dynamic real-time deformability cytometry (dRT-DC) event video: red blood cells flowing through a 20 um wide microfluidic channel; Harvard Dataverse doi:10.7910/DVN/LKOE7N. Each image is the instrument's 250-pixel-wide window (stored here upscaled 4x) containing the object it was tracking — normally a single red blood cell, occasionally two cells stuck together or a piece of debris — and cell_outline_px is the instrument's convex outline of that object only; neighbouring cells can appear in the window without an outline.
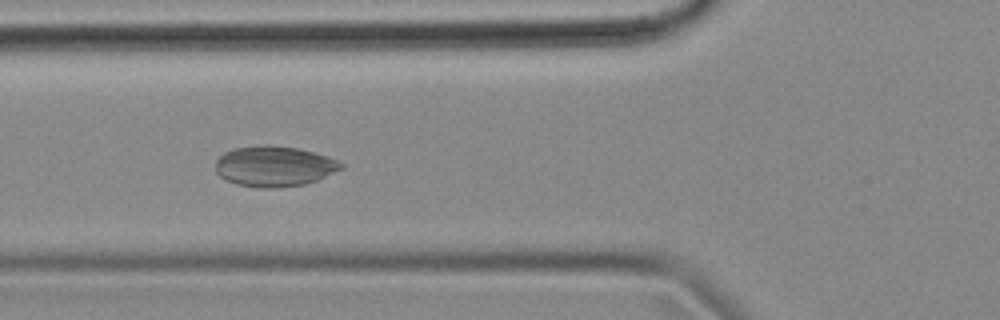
{"species": "common noctule bat (a hibernating species)", "species_latin": "Nyctalus noctula", "temperature_condition": "cold", "stored_images_in_passage": 55, "camera_frame_rate_fps": 3000, "um_per_image_px": 0.085, "animal": {"sex": "female", "body_mass_g": 18.4}, "frame": {"image": 1, "passage_image": 20, "time_ms": 6.333, "image_size_px": [1000, 320], "cell_outline_px": [[344, 168], [316, 180], [304, 184], [276, 188], [260, 188], [236, 184], [220, 176], [216, 172], [216, 160], [224, 152], [232, 148], [260, 144], [268, 144], [296, 148], [328, 156], [344, 164]], "centroid_in_image_um": [23.29, 14.12], "position_along_channel_um": 102.5, "area_um2": 29.71}}
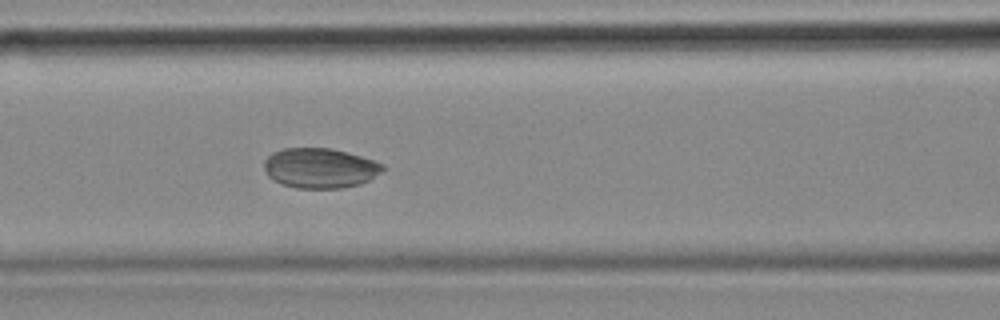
{"frame": {"image": 2, "passage_image": 23, "time_ms": 7.333, "image_size_px": [1000, 320], "cell_outline_px": [[388, 168], [368, 180], [360, 184], [340, 188], [296, 188], [272, 180], [268, 176], [264, 168], [264, 160], [272, 152], [284, 148], [332, 148], [360, 156], [384, 164]], "centroid_in_image_um": [27.2, 14.28], "position_along_channel_um": 139.4, "area_um2": 27.69}}
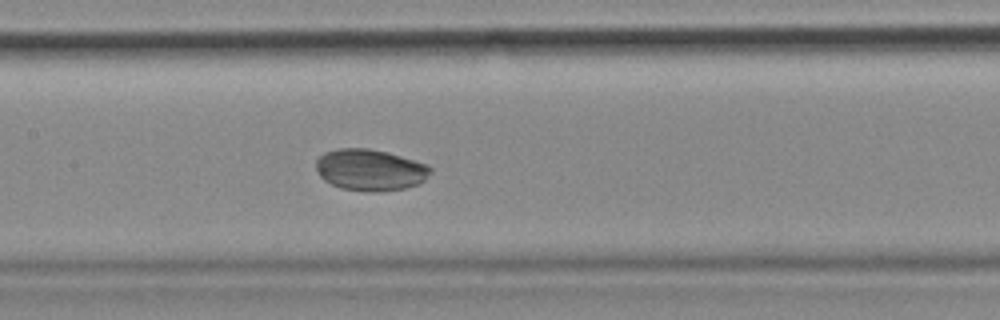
{"frame": {"image": 3, "passage_image": 26, "time_ms": 8.333, "image_size_px": [1000, 320], "cell_outline_px": [[432, 172], [424, 180], [416, 184], [404, 188], [380, 192], [340, 188], [324, 180], [320, 176], [316, 168], [316, 160], [324, 152], [336, 148], [368, 148], [388, 152], [424, 164], [432, 168]], "centroid_in_image_um": [31.43, 14.43], "position_along_channel_um": 176.0, "area_um2": 27.46}, "authors_computed_cell_mechanics": {"area_um2": 29.8826, "velocity_mm_per_s": 3.6627, "shape_relaxation_time_tau1_ms": 1.1133, "shape_relaxation_time_tau2_ms": null, "deformation_change_tau1": 0.0421, "deformation_change_tau2": null}}